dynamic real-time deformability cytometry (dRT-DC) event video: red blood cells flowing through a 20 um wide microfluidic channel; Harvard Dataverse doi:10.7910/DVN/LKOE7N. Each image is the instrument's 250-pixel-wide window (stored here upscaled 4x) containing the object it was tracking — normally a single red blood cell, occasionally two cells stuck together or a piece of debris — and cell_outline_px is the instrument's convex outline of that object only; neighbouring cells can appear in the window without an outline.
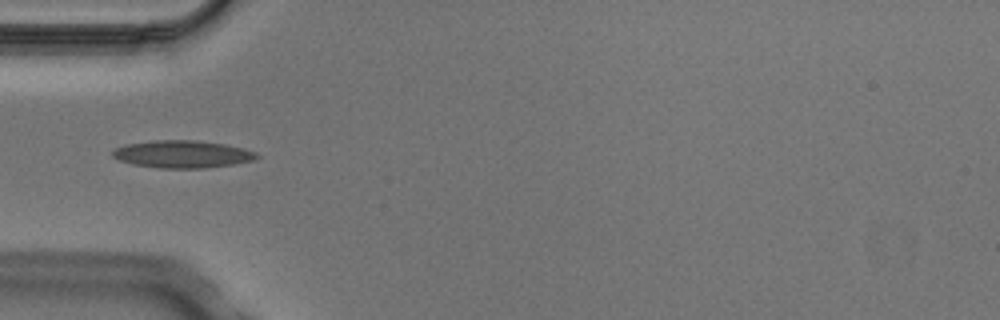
{"species": "Egyptian fruit bat (a non-hibernating species)", "species_latin": "Rousettus aegyptiacus", "temperature_condition": "cold", "stored_images_in_passage": 6, "camera_frame_rate_fps": 3000, "um_per_image_px": 0.085, "animal": {"sex": "male"}, "frame": {"image": 1, "passage_image": 4, "time_ms": 1.0, "image_size_px": [1000, 320], "cell_outline_px": [[260, 156], [256, 160], [232, 164], [204, 168], [160, 168], [132, 164], [120, 160], [112, 156], [112, 152], [116, 148], [124, 144], [152, 140], [196, 140], [224, 144], [244, 148], [256, 152]], "centroid_in_image_um": [15.51, 13.1], "position_along_channel_um": 69.5, "area_um2": 23.12}}
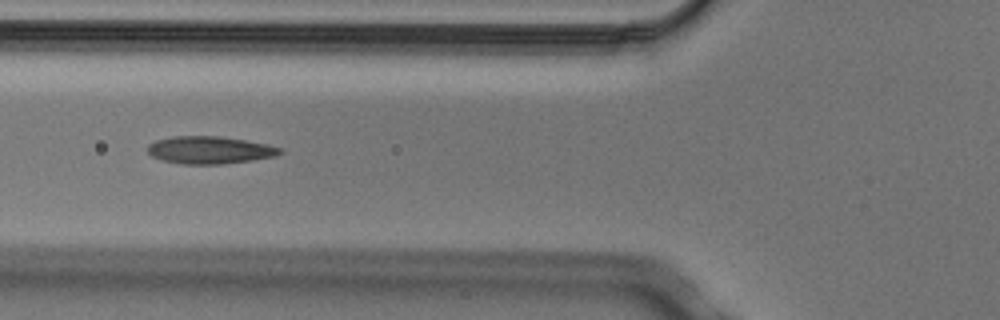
{"frame": {"image": 2, "passage_image": 5, "time_ms": 1.333, "image_size_px": [1000, 320], "cell_outline_px": [[284, 152], [276, 156], [252, 160], [220, 164], [180, 164], [160, 160], [152, 156], [148, 152], [148, 144], [156, 140], [172, 136], [220, 136], [268, 144], [280, 148]], "centroid_in_image_um": [17.81, 12.75], "position_along_channel_um": 108.0, "area_um2": 21.27}}
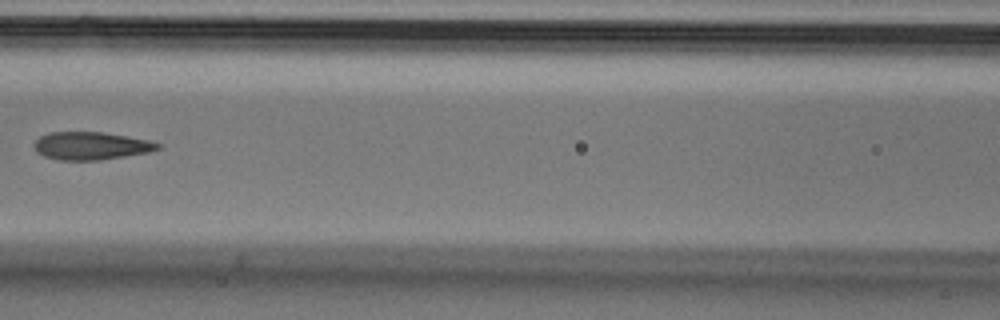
{"frame": {"image": 3, "passage_image": 6, "time_ms": 1.667, "image_size_px": [1000, 320], "cell_outline_px": [[164, 144], [160, 148], [148, 152], [100, 160], [60, 160], [44, 156], [36, 152], [32, 144], [40, 136], [52, 132], [104, 132], [128, 136], [148, 140]], "centroid_in_image_um": [7.74, 12.39], "position_along_channel_um": 158.9, "area_um2": 20.11}}